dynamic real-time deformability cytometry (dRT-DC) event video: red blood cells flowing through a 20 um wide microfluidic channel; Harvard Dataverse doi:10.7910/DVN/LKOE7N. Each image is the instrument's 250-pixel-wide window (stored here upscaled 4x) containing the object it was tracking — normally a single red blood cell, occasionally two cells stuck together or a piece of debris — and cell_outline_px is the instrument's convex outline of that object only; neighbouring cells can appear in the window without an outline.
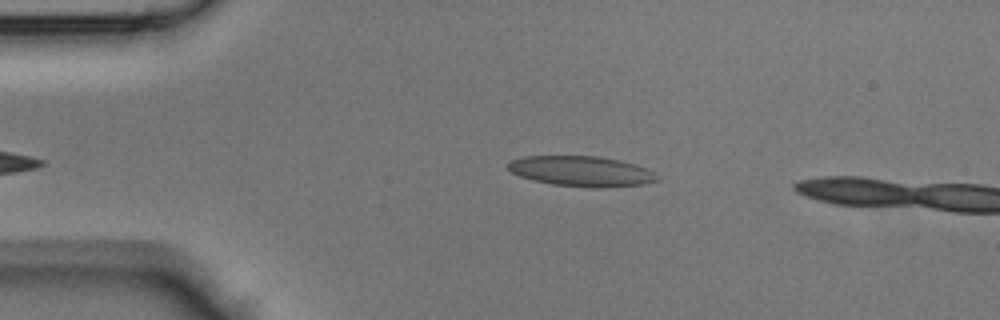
{"species": "Egyptian fruit bat (a non-hibernating species)", "species_latin": "Rousettus aegyptiacus", "temperature_condition": "room temperature", "stored_images_in_passage": 5, "camera_frame_rate_fps": 3000, "um_per_image_px": 0.085, "animal": {"sex": "male"}, "frame": {"image": 1, "passage_image": 2, "time_ms": 0.333, "image_size_px": [1000, 320], "cell_outline_px": [[660, 180], [644, 184], [604, 188], [588, 188], [552, 184], [532, 180], [520, 176], [512, 172], [508, 168], [508, 164], [512, 160], [524, 156], [600, 156], [620, 160], [636, 164], [648, 168], [660, 176]], "centroid_in_image_um": [49.49, 14.56], "position_along_channel_um": 35.5, "area_um2": 26.7}}